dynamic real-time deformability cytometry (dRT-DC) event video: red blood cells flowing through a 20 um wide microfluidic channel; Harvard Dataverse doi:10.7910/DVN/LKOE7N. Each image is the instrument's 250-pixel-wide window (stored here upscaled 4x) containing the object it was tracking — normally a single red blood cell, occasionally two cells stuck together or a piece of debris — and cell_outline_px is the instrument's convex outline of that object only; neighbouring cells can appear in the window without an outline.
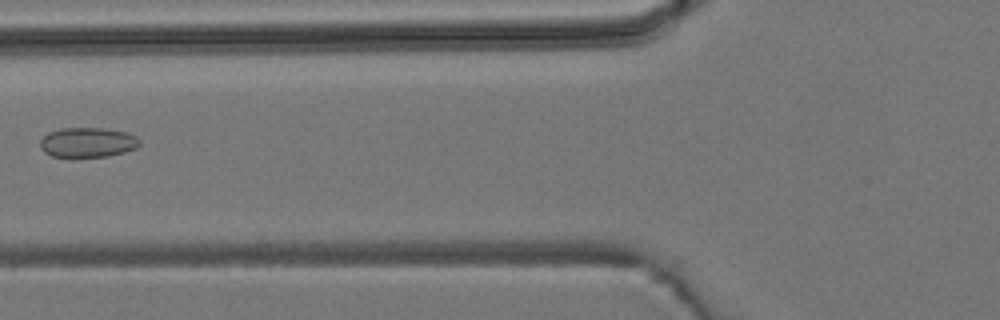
{"species": "common noctule bat (a hibernating species)", "species_latin": "Nyctalus noctula", "temperature_condition": "room temperature", "stored_images_in_passage": 5, "camera_frame_rate_fps": 3000, "um_per_image_px": 0.085, "animal": {"sex": "male", "body_mass_g": 19.2, "forearm_length_mm": 51.8}, "frame": {"image": 1, "passage_image": 5, "time_ms": 5.667, "image_size_px": [1000, 320], "cell_outline_px": [[140, 144], [136, 148], [124, 152], [108, 156], [72, 160], [52, 156], [44, 152], [40, 148], [40, 140], [48, 132], [60, 128], [104, 128], [128, 132], [136, 136], [140, 140]], "centroid_in_image_um": [7.42, 12.14], "position_along_channel_um": 118.4, "area_um2": 18.09}}